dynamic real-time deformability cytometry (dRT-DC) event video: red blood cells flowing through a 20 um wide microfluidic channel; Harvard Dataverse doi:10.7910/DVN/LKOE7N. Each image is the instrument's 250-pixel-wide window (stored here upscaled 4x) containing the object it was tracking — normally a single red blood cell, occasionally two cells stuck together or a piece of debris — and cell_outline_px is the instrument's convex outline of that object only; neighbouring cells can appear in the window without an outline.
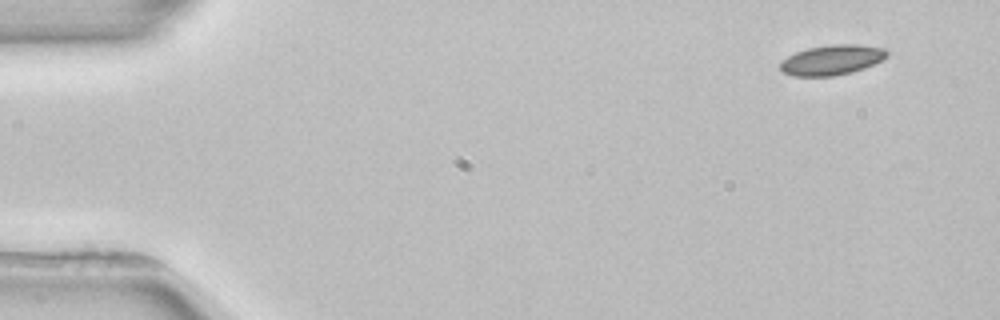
{"species": "common noctule bat (a hibernating species)", "species_latin": "Nyctalus noctula", "temperature_condition": "room temperature", "stored_images_in_passage": 5, "camera_frame_rate_fps": 3000, "um_per_image_px": 0.085, "animal": {"sex": "female", "body_mass_g": 22.7, "forearm_length_mm": 54.2}, "frame": {"image": 1, "passage_image": 1, "time_ms": 0.0, "image_size_px": [1000, 320], "cell_outline_px": [[888, 56], [864, 68], [852, 72], [832, 76], [792, 76], [784, 72], [780, 68], [780, 60], [796, 52], [808, 48], [832, 44], [856, 44], [884, 48], [888, 52]], "centroid_in_image_um": [70.68, 5.09], "position_along_channel_um": 14.3, "area_um2": 18.61}}
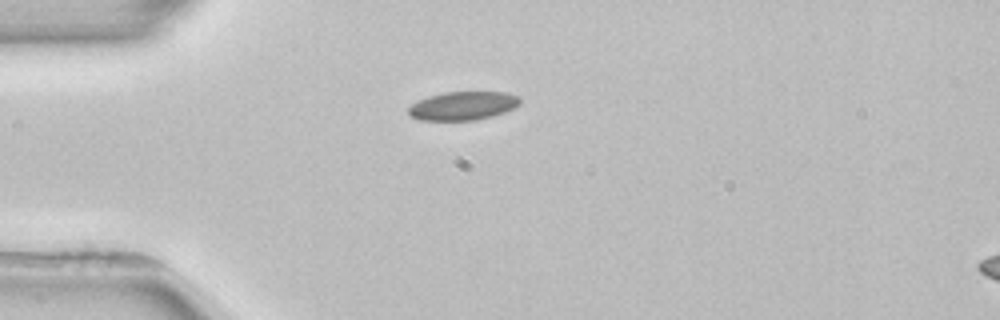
{"frame": {"image": 2, "passage_image": 4, "time_ms": 3.333, "image_size_px": [1000, 320], "cell_outline_px": [[520, 104], [504, 112], [492, 116], [476, 120], [420, 120], [408, 116], [408, 108], [412, 104], [420, 100], [444, 92], [508, 92], [520, 96]], "centroid_in_image_um": [39.36, 8.99], "position_along_channel_um": 45.6, "area_um2": 18.5}}
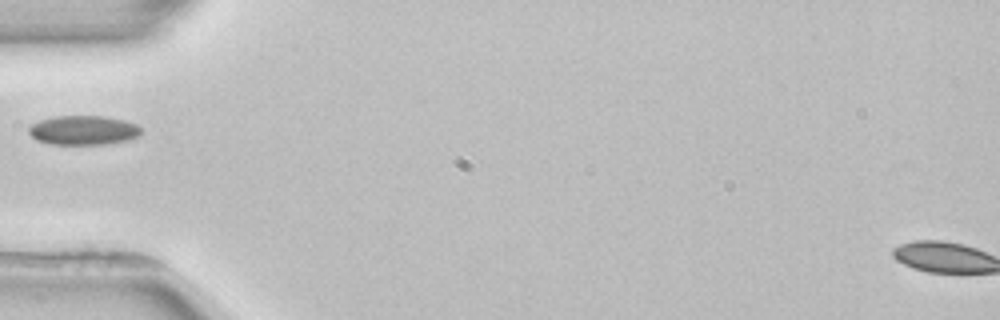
{"frame": {"image": 3, "passage_image": 5, "time_ms": 4.667, "image_size_px": [1000, 320], "cell_outline_px": [[140, 136], [128, 140], [104, 144], [48, 144], [36, 140], [28, 132], [28, 128], [32, 124], [40, 120], [56, 116], [104, 116], [124, 120], [136, 124], [140, 128]], "centroid_in_image_um": [7.07, 11.07], "position_along_channel_um": 77.9, "area_um2": 19.19}}